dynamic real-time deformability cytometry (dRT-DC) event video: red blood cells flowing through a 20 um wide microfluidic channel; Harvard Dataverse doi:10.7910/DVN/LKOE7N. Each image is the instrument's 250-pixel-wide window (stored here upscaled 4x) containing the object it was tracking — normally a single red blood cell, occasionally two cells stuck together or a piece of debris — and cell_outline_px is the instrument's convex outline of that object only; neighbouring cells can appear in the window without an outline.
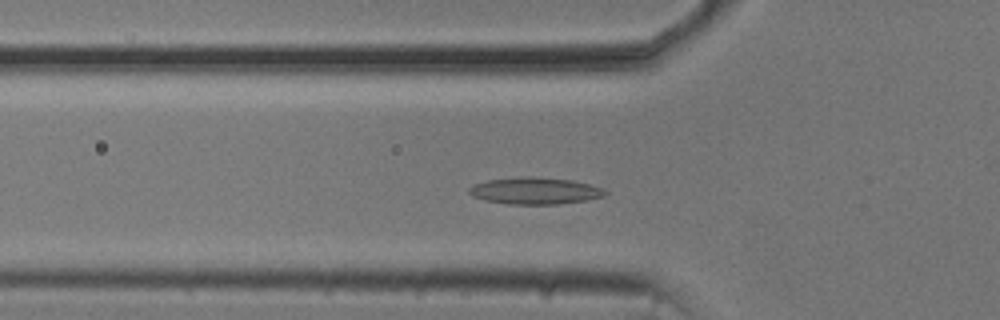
{"species": "common noctule bat (a hibernating species)", "species_latin": "Nyctalus noctula", "temperature_condition": "cold", "stored_images_in_passage": 44, "camera_frame_rate_fps": 3000, "um_per_image_px": 0.085, "animal": {"sex": "male", "body_mass_g": 20.5, "forearm_length_mm": 52.5}, "frame": {"image": 1, "passage_image": 7, "time_ms": 2.0, "image_size_px": [1000, 320], "cell_outline_px": [[608, 192], [604, 196], [588, 200], [556, 204], [508, 204], [484, 200], [472, 196], [468, 192], [468, 188], [472, 184], [488, 180], [520, 176], [532, 176], [572, 180], [604, 188]], "centroid_in_image_um": [45.45, 16.21], "position_along_channel_um": 80.3, "area_um2": 21.44}}
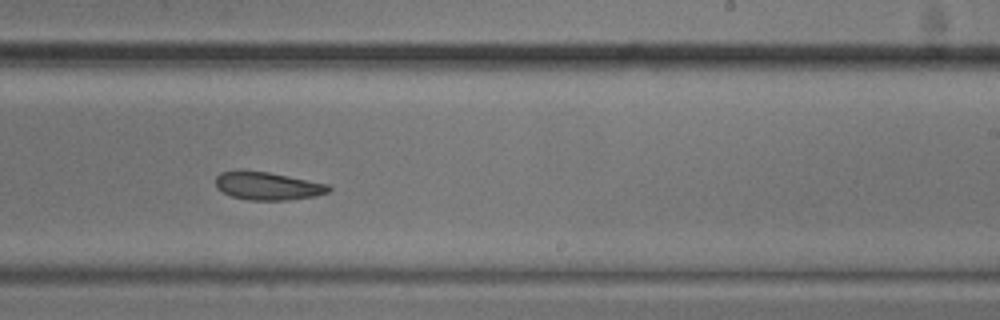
{"frame": {"image": 2, "passage_image": 22, "time_ms": 7.0, "image_size_px": [1000, 320], "cell_outline_px": [[332, 188], [328, 192], [316, 196], [288, 200], [248, 200], [232, 196], [216, 188], [216, 176], [220, 172], [240, 168], [268, 172], [328, 184]], "centroid_in_image_um": [22.71, 15.78], "position_along_channel_um": 266.3, "area_um2": 18.73}}
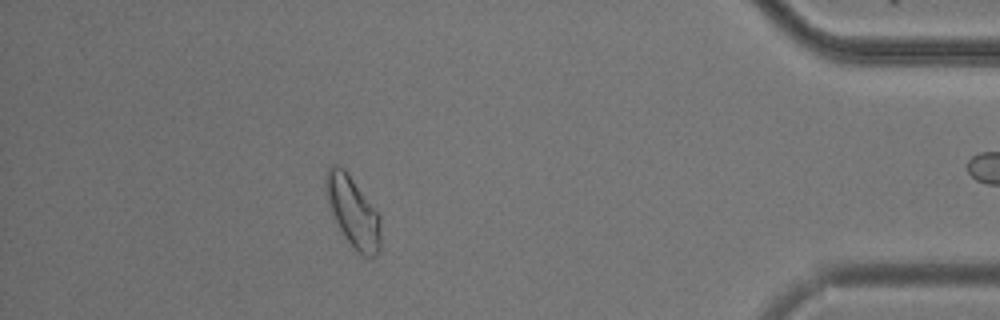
{"frame": {"image": 3, "passage_image": 37, "time_ms": 12.0, "image_size_px": [1000, 320], "cell_outline_px": [[380, 252], [376, 256], [364, 256], [356, 252], [352, 248], [344, 236], [328, 204], [324, 188], [324, 172], [332, 164], [336, 164], [344, 168], [348, 172], [380, 216]], "centroid_in_image_um": [29.98, 17.98], "position_along_channel_um": 405.2, "area_um2": 22.72}}